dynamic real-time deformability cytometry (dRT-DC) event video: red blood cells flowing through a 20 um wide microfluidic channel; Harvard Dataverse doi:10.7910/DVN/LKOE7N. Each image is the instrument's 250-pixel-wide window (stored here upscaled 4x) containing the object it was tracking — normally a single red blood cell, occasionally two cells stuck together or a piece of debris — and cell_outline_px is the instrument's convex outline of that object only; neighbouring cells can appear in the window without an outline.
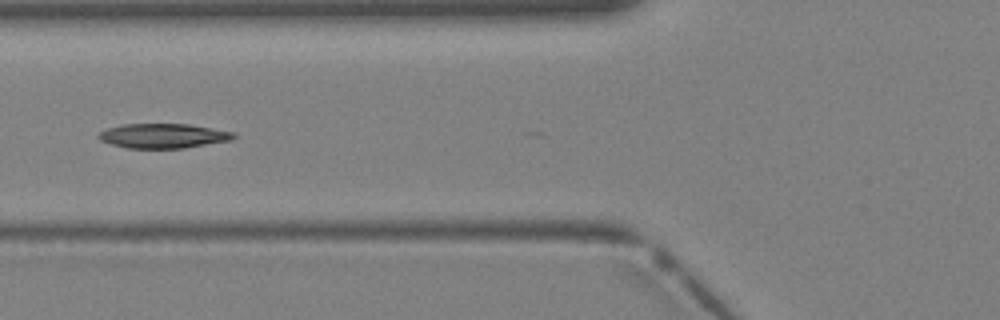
{"species": "Egyptian fruit bat (a non-hibernating species)", "species_latin": "Rousettus aegyptiacus", "temperature_condition": "warm", "stored_images_in_passage": 3, "camera_frame_rate_fps": 3000, "um_per_image_px": 0.085, "animal": {"sex": "female"}, "frame": {"image": 1, "passage_image": 3, "time_ms": 0.667, "image_size_px": [1000, 320], "cell_outline_px": [[236, 136], [232, 140], [184, 148], [128, 148], [112, 144], [100, 140], [96, 136], [100, 132], [108, 128], [124, 124], [188, 124], [236, 132]], "centroid_in_image_um": [13.9, 11.54], "position_along_channel_um": 111.9, "area_um2": 19.31}}